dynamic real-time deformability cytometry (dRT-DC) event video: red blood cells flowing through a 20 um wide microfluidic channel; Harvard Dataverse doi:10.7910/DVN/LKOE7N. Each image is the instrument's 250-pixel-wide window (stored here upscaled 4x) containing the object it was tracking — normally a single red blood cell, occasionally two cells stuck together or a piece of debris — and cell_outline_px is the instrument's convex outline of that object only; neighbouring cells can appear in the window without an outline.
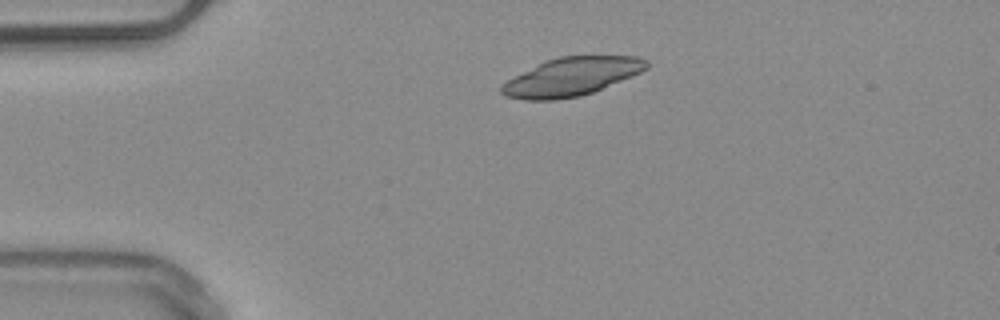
{"species": "common noctule bat (a hibernating species)", "species_latin": "Nyctalus noctula", "temperature_condition": "warm", "stored_images_in_passage": 4, "camera_frame_rate_fps": 3000, "um_per_image_px": 0.085, "animal": {"sex": "male", "body_mass_g": 20.4}, "frame": {"image": 1, "passage_image": 3, "time_ms": 2.333, "image_size_px": [1000, 320], "cell_outline_px": [[648, 68], [632, 76], [592, 92], [580, 96], [556, 100], [524, 100], [504, 96], [500, 92], [500, 88], [508, 80], [544, 60], [560, 56], [640, 56], [648, 60]], "centroid_in_image_um": [48.58, 6.52], "position_along_channel_um": 36.4, "area_um2": 32.25}}